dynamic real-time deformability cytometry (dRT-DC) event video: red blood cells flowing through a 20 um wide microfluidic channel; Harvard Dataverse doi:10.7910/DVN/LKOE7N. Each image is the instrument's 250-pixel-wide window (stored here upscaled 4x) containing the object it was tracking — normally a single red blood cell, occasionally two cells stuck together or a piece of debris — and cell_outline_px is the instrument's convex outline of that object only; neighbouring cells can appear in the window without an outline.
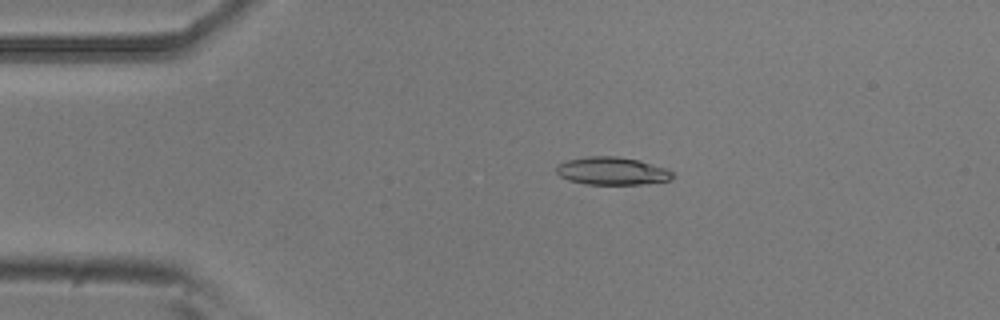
{"species": "common noctule bat (a hibernating species)", "species_latin": "Nyctalus noctula", "temperature_condition": "room temperature", "stored_images_in_passage": 51, "camera_frame_rate_fps": 3000, "um_per_image_px": 0.085, "animal": {"sex": "male", "body_mass_g": 20.5, "forearm_length_mm": 52.5}, "frame": {"image": 1, "passage_image": 8, "time_ms": 2.333, "image_size_px": [1000, 320], "cell_outline_px": [[672, 176], [668, 180], [640, 184], [584, 184], [568, 180], [560, 176], [556, 172], [556, 168], [560, 164], [568, 160], [588, 156], [616, 156], [640, 160], [668, 168], [672, 172]], "centroid_in_image_um": [52.02, 14.53], "position_along_channel_um": 33.0, "area_um2": 18.73}}
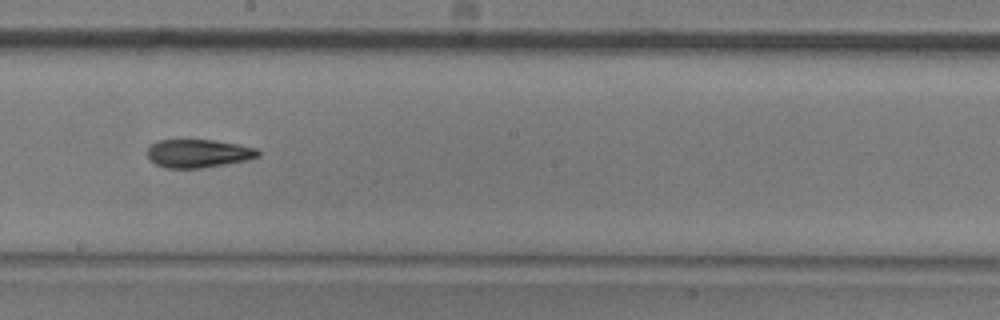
{"frame": {"image": 2, "passage_image": 27, "time_ms": 8.667, "image_size_px": [1000, 320], "cell_outline_px": [[260, 156], [248, 160], [204, 168], [164, 168], [156, 164], [148, 156], [148, 148], [156, 140], [212, 140], [240, 144], [256, 148], [260, 152]], "centroid_in_image_um": [16.89, 13.04], "position_along_channel_um": 231.3, "area_um2": 18.32}}
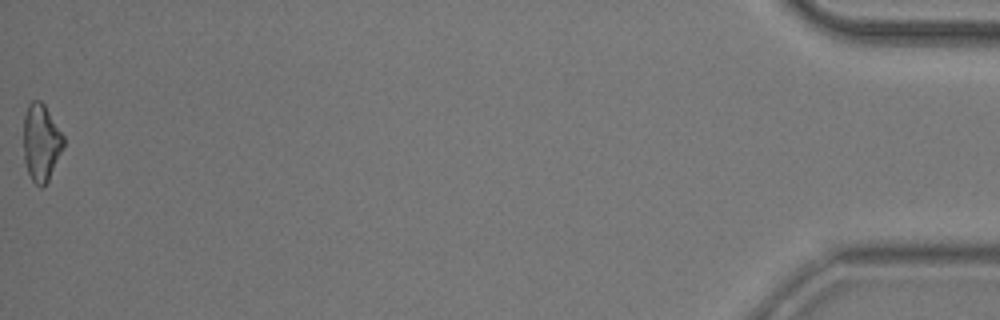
{"frame": {"image": 3, "passage_image": 51, "time_ms": 16.667, "image_size_px": [1000, 320], "cell_outline_px": [[64, 148], [48, 180], [40, 188], [32, 180], [28, 172], [24, 160], [24, 116], [28, 104], [32, 100], [40, 100], [44, 104], [64, 136]], "centroid_in_image_um": [3.5, 12.1], "position_along_channel_um": 431.7, "area_um2": 17.92}, "authors_computed_cell_mechanics": {"area_um2": 18.5538, "velocity_mm_per_s": 3.761, "shape_relaxation_time_tau1_ms": 6.1322, "shape_relaxation_time_tau2_ms": 4.8999, "deformation_change_tau1": 0.1633, "deformation_change_tau2": 0.1356}}